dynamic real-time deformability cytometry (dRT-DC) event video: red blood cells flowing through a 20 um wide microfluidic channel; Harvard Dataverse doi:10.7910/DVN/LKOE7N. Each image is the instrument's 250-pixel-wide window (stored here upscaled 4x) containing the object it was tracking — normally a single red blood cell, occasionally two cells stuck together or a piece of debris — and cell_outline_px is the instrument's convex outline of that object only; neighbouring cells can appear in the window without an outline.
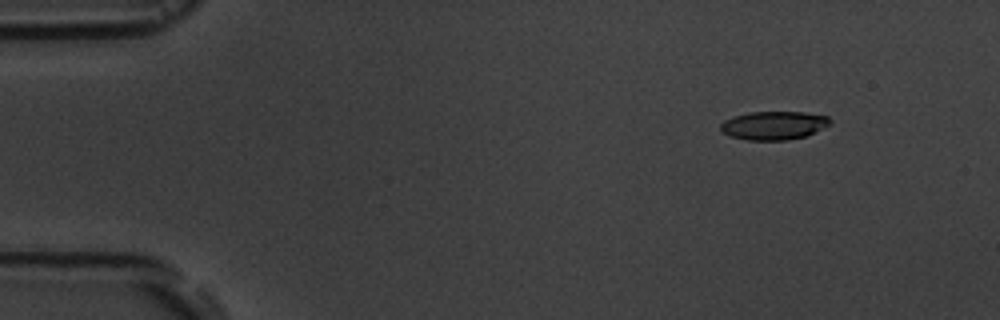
{"species": "common noctule bat (a hibernating species)", "species_latin": "Nyctalus noctula", "temperature_condition": "room temperature", "stored_images_in_passage": 12, "camera_frame_rate_fps": 3000, "um_per_image_px": 0.085, "animal": {"sex": "male", "body_mass_g": 19.5, "forearm_length_mm": 54.6}, "frame": {"image": 1, "passage_image": 1, "time_ms": 0.0, "image_size_px": [1000, 320], "cell_outline_px": [[832, 124], [808, 136], [788, 140], [748, 140], [732, 136], [724, 132], [720, 128], [720, 124], [724, 120], [732, 116], [752, 112], [804, 112], [828, 116], [832, 120]], "centroid_in_image_um": [65.83, 10.66], "position_along_channel_um": 19.2, "area_um2": 18.32}}
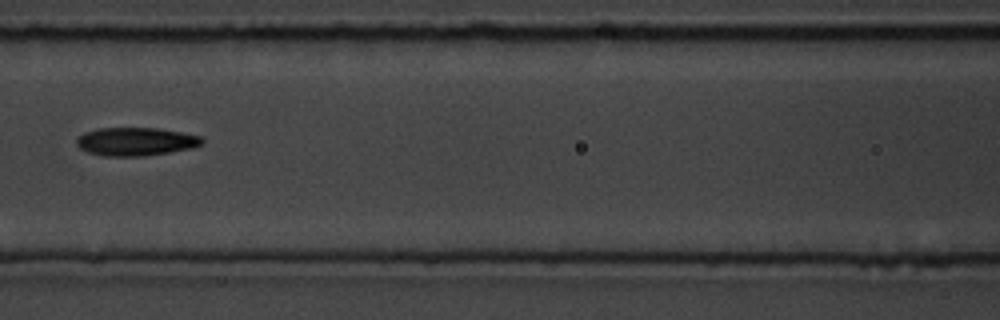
{"frame": {"image": 2, "passage_image": 6, "time_ms": 6.333, "image_size_px": [1000, 320], "cell_outline_px": [[204, 140], [200, 144], [192, 148], [144, 156], [104, 156], [88, 152], [80, 148], [76, 144], [76, 136], [84, 132], [100, 128], [156, 128], [180, 132], [200, 136]], "centroid_in_image_um": [11.49, 12.03], "position_along_channel_um": 155.1, "area_um2": 20.58}}
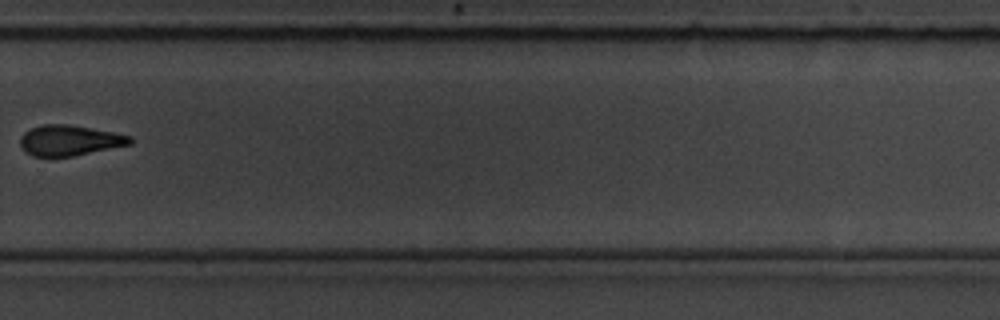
{"frame": {"image": 3, "passage_image": 10, "time_ms": 11.0, "image_size_px": [1000, 320], "cell_outline_px": [[132, 144], [72, 156], [32, 156], [24, 152], [20, 144], [20, 136], [24, 132], [32, 128], [44, 124], [68, 124], [112, 132], [132, 136]], "centroid_in_image_um": [5.89, 11.93], "position_along_channel_um": 323.9, "area_um2": 19.42}, "authors_computed_cell_mechanics": {"area_um2": 19.7098, "velocity_mm_per_s": 3.6347, "shape_relaxation_time_tau1_ms": 3.4141, "shape_relaxation_time_tau2_ms": null, "deformation_change_tau1": 0.0989, "deformation_change_tau2": null}}